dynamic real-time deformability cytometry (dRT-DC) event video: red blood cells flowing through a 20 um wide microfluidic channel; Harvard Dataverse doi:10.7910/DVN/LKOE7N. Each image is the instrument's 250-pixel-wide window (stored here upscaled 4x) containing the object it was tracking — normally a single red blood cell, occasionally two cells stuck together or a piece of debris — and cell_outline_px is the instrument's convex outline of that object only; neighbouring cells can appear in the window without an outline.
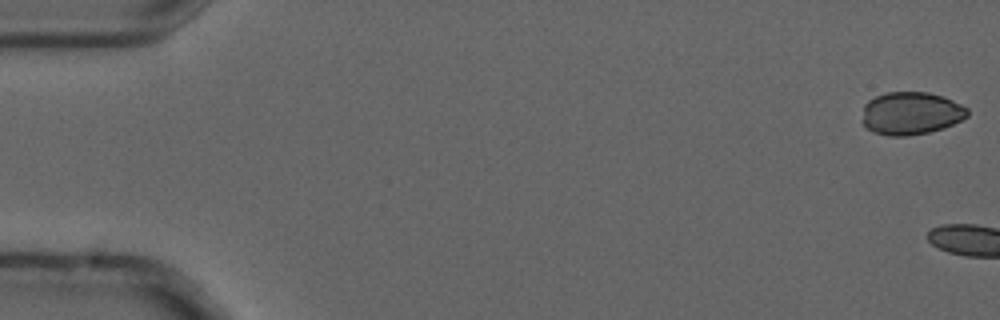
{"species": "common noctule bat (a hibernating species)", "species_latin": "Nyctalus noctula", "temperature_condition": "cold", "stored_images_in_passage": 10, "camera_frame_rate_fps": 3000, "um_per_image_px": 0.085, "animal": {"sex": "male", "forearm_length_mm": 52.5}, "frame": {"image": 1, "passage_image": 1, "time_ms": 0.0, "image_size_px": [1000, 320], "cell_outline_px": [[968, 116], [944, 128], [928, 132], [908, 136], [888, 136], [872, 132], [864, 128], [860, 120], [864, 104], [868, 100], [876, 96], [888, 92], [928, 92], [944, 96], [968, 108]], "centroid_in_image_um": [77.37, 9.64], "position_along_channel_um": 7.6, "area_um2": 26.65}}
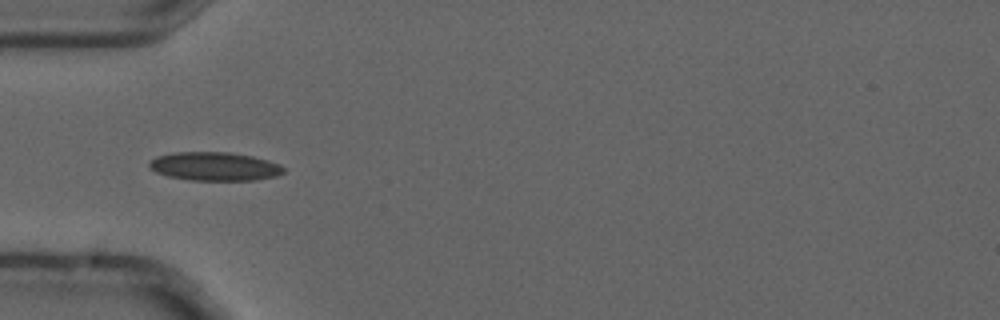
{"frame": {"image": 2, "passage_image": 6, "time_ms": 1.667, "image_size_px": [1000, 320], "cell_outline_px": [[284, 172], [276, 176], [256, 180], [192, 180], [168, 176], [156, 172], [148, 164], [156, 156], [176, 152], [228, 152], [252, 156], [268, 160], [280, 164], [284, 168]], "centroid_in_image_um": [18.27, 14.14], "position_along_channel_um": 66.7, "area_um2": 22.25}}
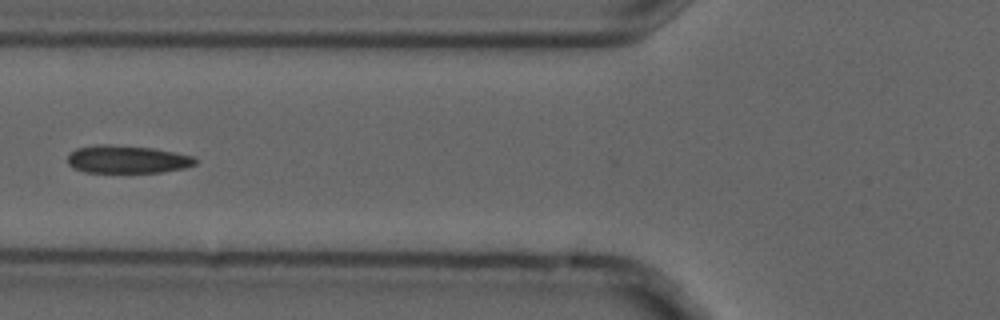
{"frame": {"image": 3, "passage_image": 7, "time_ms": 2.0, "image_size_px": [1000, 320], "cell_outline_px": [[196, 164], [184, 168], [160, 172], [84, 172], [72, 168], [68, 164], [68, 156], [76, 148], [96, 144], [112, 144], [152, 148], [192, 156], [196, 160]], "centroid_in_image_um": [10.76, 13.54], "position_along_channel_um": 115.0, "area_um2": 20.63}}